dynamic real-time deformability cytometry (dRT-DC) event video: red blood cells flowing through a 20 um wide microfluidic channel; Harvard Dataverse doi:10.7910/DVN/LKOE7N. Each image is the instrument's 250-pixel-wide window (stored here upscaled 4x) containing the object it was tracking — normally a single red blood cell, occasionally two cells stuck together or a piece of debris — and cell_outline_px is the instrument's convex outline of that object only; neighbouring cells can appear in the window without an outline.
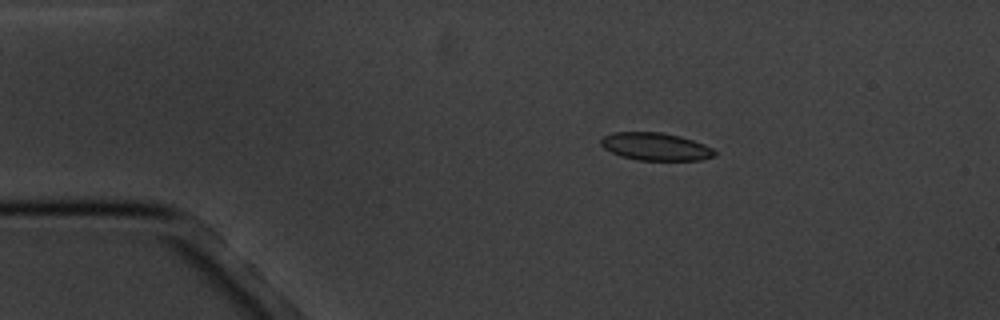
{"species": "common noctule bat (a hibernating species)", "species_latin": "Nyctalus noctula", "temperature_condition": "cold", "stored_images_in_passage": 4, "camera_frame_rate_fps": 3000, "um_per_image_px": 0.085, "animal": {"sex": "male", "body_mass_g": 20.1, "forearm_length_mm": 53.5}, "frame": {"image": 1, "passage_image": 1, "time_ms": 0.0, "image_size_px": [1000, 320], "cell_outline_px": [[716, 156], [700, 160], [640, 160], [620, 156], [604, 148], [600, 144], [600, 140], [604, 136], [612, 132], [660, 132], [680, 136], [704, 144], [712, 148], [716, 152]], "centroid_in_image_um": [55.72, 12.46], "position_along_channel_um": 29.3, "area_um2": 18.32}}
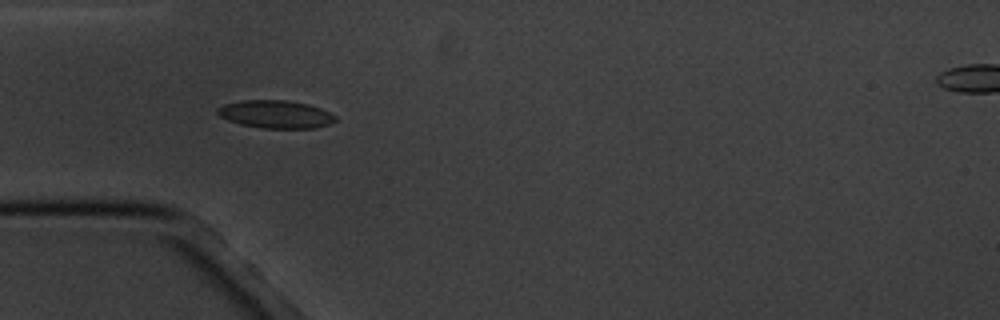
{"frame": {"image": 2, "passage_image": 3, "time_ms": 2.333, "image_size_px": [1000, 320], "cell_outline_px": [[336, 120], [328, 124], [316, 128], [264, 128], [240, 124], [228, 120], [220, 116], [216, 112], [216, 108], [224, 104], [240, 100], [284, 100], [308, 104], [320, 108], [336, 116]], "centroid_in_image_um": [23.4, 9.71], "position_along_channel_um": 61.6, "area_um2": 19.07}}
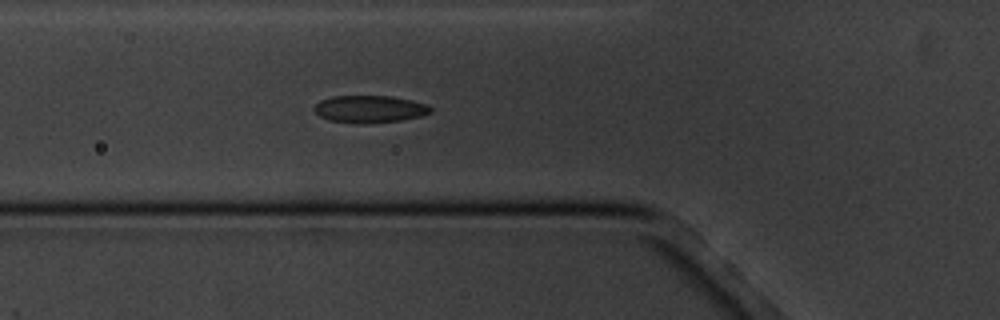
{"frame": {"image": 3, "passage_image": 4, "time_ms": 3.333, "image_size_px": [1000, 320], "cell_outline_px": [[432, 112], [420, 116], [400, 120], [364, 124], [356, 124], [328, 120], [320, 116], [316, 112], [316, 104], [320, 100], [332, 96], [388, 96], [412, 100], [428, 104], [432, 108]], "centroid_in_image_um": [31.44, 9.27], "position_along_channel_um": 94.4, "area_um2": 18.5}}